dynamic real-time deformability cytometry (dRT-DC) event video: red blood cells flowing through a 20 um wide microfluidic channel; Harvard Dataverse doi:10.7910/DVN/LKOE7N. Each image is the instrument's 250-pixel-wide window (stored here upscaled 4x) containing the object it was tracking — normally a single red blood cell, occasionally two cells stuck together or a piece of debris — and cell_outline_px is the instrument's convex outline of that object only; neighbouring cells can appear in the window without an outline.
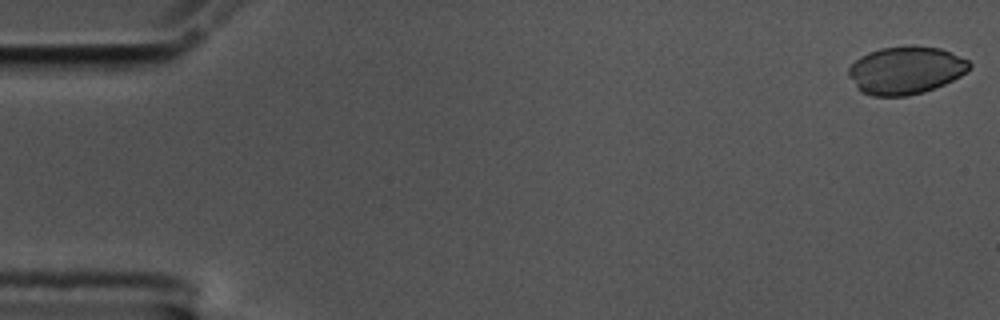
{"species": "common noctule bat (a hibernating species)", "species_latin": "Nyctalus noctula", "temperature_condition": "cold", "stored_images_in_passage": 57, "camera_frame_rate_fps": 3000, "um_per_image_px": 0.085, "animal": {"sex": "male", "body_mass_g": 17.5, "forearm_length_mm": 52.3}, "frame": {"image": 1, "passage_image": 1, "time_ms": 0.0, "image_size_px": [1000, 320], "cell_outline_px": [[972, 64], [960, 76], [944, 84], [924, 92], [908, 96], [872, 96], [856, 88], [848, 76], [848, 68], [860, 56], [868, 52], [880, 48], [912, 44], [940, 48], [968, 60]], "centroid_in_image_um": [76.95, 5.96], "position_along_channel_um": 8.1, "area_um2": 33.76}}